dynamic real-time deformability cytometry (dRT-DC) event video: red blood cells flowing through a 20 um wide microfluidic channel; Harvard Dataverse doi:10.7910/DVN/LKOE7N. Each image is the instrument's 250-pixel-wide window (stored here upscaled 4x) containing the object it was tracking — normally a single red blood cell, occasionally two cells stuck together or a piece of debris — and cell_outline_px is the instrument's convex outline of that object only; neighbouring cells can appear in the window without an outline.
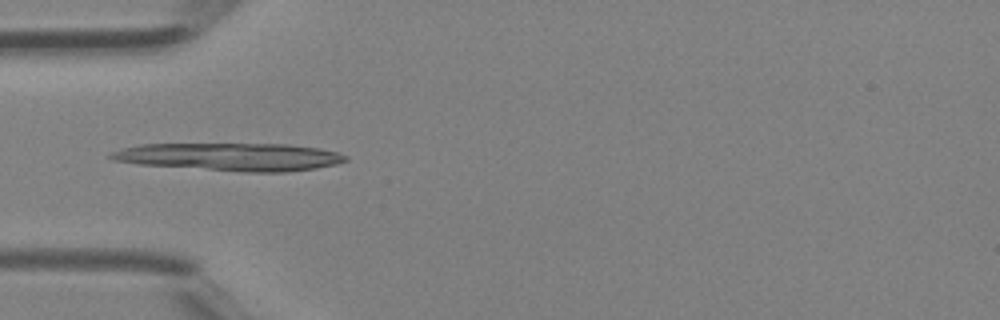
{"species": "Egyptian fruit bat (a non-hibernating species)", "species_latin": "Rousettus aegyptiacus", "temperature_condition": "room temperature", "stored_images_in_passage": 41, "camera_frame_rate_fps": 3000, "um_per_image_px": 0.085, "animal": {"sex": "female"}, "frame": {"image": 1, "passage_image": 12, "time_ms": 3.667, "image_size_px": [1000, 320], "cell_outline_px": [[348, 160], [336, 164], [316, 168], [284, 172], [244, 172], [140, 164], [112, 160], [108, 156], [112, 152], [124, 148], [140, 144], [288, 144], [320, 148], [336, 152], [348, 156]], "centroid_in_image_um": [19.61, 13.33], "position_along_channel_um": 65.4, "area_um2": 37.86}}
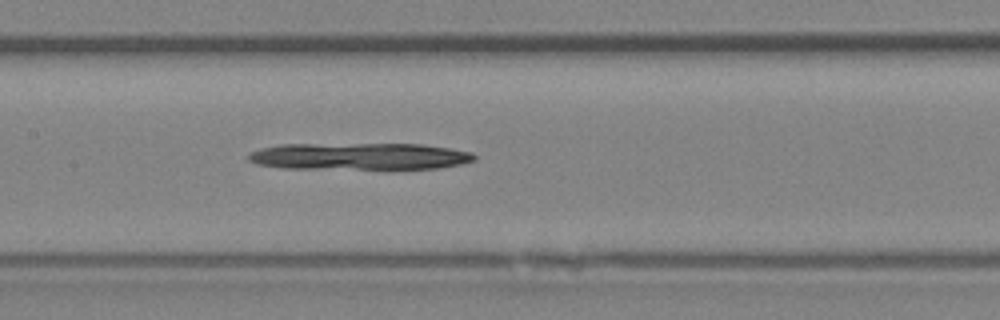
{"frame": {"image": 2, "passage_image": 19, "time_ms": 6.0, "image_size_px": [1000, 320], "cell_outline_px": [[476, 160], [460, 164], [436, 168], [284, 168], [256, 164], [248, 160], [248, 152], [260, 148], [280, 144], [420, 144], [452, 148], [472, 152], [476, 156]], "centroid_in_image_um": [30.53, 13.27], "position_along_channel_um": 176.9, "area_um2": 35.32}}
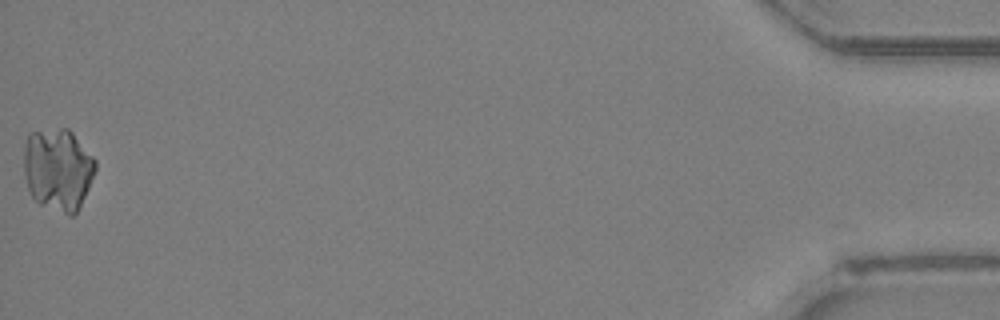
{"frame": {"image": 3, "passage_image": 41, "time_ms": 13.333, "image_size_px": [1000, 320], "cell_outline_px": [[96, 172], [76, 212], [72, 216], [68, 216], [40, 204], [28, 192], [24, 176], [24, 148], [28, 132], [60, 128], [68, 128], [72, 132], [96, 160]], "centroid_in_image_um": [4.91, 14.39], "position_along_channel_um": 430.3, "area_um2": 34.56}}